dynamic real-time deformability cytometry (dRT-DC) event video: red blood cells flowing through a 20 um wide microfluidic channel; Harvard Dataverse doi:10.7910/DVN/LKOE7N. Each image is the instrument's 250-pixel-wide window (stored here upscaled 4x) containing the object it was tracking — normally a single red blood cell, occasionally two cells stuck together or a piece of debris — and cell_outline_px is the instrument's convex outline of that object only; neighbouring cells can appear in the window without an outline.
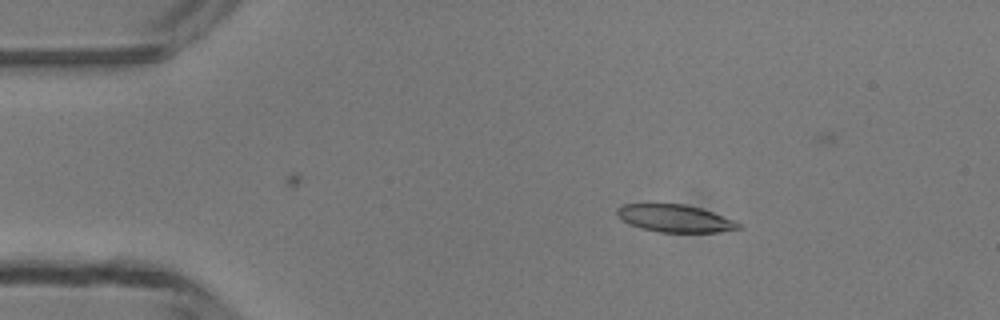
{"species": "common noctule bat (a hibernating species)", "species_latin": "Nyctalus noctula", "temperature_condition": "room temperature", "stored_images_in_passage": 45, "camera_frame_rate_fps": 3000, "um_per_image_px": 0.085, "animal": {"sex": "male", "body_mass_g": 13.3}, "frame": {"image": 1, "passage_image": 7, "time_ms": 2.0, "image_size_px": [1000, 320], "cell_outline_px": [[744, 228], [716, 232], [660, 232], [640, 228], [628, 224], [620, 220], [616, 216], [616, 208], [620, 204], [684, 204], [700, 208], [736, 220]], "centroid_in_image_um": [57.33, 18.56], "position_along_channel_um": 27.7, "area_um2": 19.65}}
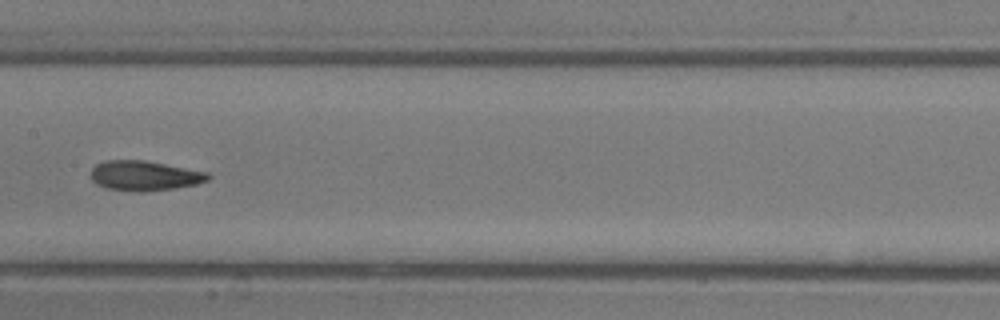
{"frame": {"image": 2, "passage_image": 23, "time_ms": 7.333, "image_size_px": [1000, 320], "cell_outline_px": [[212, 176], [208, 180], [196, 184], [172, 188], [140, 192], [136, 192], [108, 188], [96, 184], [92, 180], [92, 168], [96, 164], [104, 160], [144, 160], [208, 172]], "centroid_in_image_um": [12.28, 14.93], "position_along_channel_um": 195.1, "area_um2": 20.29}}
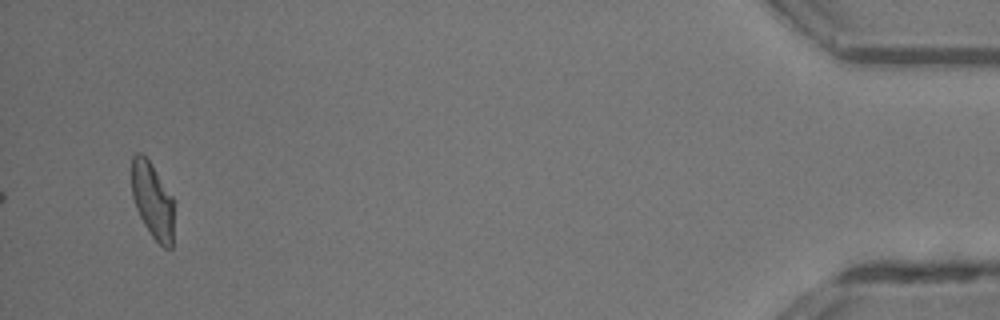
{"frame": {"image": 3, "passage_image": 45, "time_ms": 14.667, "image_size_px": [1000, 320], "cell_outline_px": [[172, 248], [164, 248], [152, 236], [144, 224], [136, 208], [132, 196], [132, 156], [136, 152], [140, 152], [148, 160], [172, 196]], "centroid_in_image_um": [12.94, 17.03], "position_along_channel_um": 422.3, "area_um2": 18.21}, "authors_computed_cell_mechanics": {"area_um2": 19.941, "velocity_mm_per_s": 4.2778, "shape_relaxation_time_tau1_ms": null, "shape_relaxation_time_tau2_ms": 2.6329, "deformation_change_tau1": null, "deformation_change_tau2": 0.1025}}